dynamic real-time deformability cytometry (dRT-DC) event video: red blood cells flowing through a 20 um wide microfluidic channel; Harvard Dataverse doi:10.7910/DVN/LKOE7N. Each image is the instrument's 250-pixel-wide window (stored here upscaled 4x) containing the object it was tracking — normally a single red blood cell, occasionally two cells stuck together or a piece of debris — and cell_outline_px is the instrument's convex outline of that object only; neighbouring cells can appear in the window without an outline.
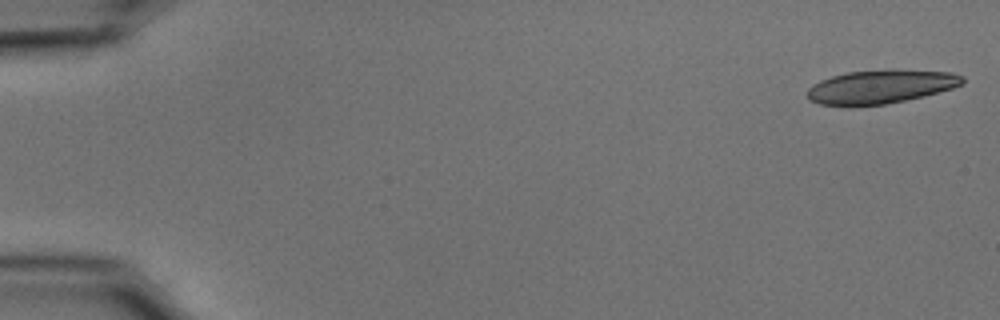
{"species": "common noctule bat (a hibernating species)", "species_latin": "Nyctalus noctula", "temperature_condition": "cold", "stored_images_in_passage": 20, "camera_frame_rate_fps": 3000, "um_per_image_px": 0.085, "animal": {"sex": "male", "body_mass_g": 15.6}, "frame": {"image": 1, "passage_image": 1, "time_ms": 0.0, "image_size_px": [1000, 320], "cell_outline_px": [[964, 84], [952, 88], [924, 96], [884, 104], [820, 104], [808, 100], [808, 88], [812, 84], [820, 80], [832, 76], [848, 72], [888, 68], [952, 72], [964, 76]], "centroid_in_image_um": [74.91, 7.32], "position_along_channel_um": 10.1, "area_um2": 30.35}}